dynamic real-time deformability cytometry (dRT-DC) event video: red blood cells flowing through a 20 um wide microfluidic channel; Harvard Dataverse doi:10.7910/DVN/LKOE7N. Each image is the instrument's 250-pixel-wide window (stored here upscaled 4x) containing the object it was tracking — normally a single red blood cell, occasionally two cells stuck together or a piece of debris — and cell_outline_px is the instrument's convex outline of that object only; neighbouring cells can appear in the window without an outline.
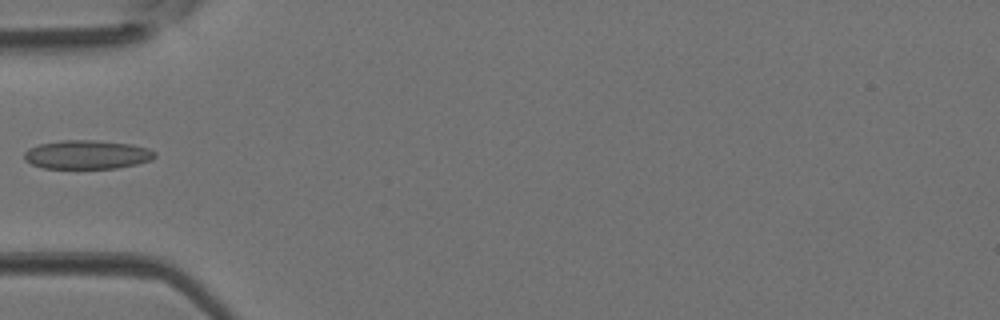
{"species": "Egyptian fruit bat (a non-hibernating species)", "species_latin": "Rousettus aegyptiacus", "temperature_condition": "room temperature", "stored_images_in_passage": 4, "camera_frame_rate_fps": 3000, "um_per_image_px": 0.085, "animal": {"sex": "female"}, "frame": {"image": 1, "passage_image": 4, "time_ms": 1.0, "image_size_px": [1000, 320], "cell_outline_px": [[156, 156], [152, 160], [136, 164], [116, 168], [44, 168], [32, 164], [24, 160], [24, 152], [28, 148], [40, 144], [60, 140], [96, 140], [132, 144], [148, 148], [156, 152]], "centroid_in_image_um": [7.41, 13.13], "position_along_channel_um": 77.6, "area_um2": 22.02}}